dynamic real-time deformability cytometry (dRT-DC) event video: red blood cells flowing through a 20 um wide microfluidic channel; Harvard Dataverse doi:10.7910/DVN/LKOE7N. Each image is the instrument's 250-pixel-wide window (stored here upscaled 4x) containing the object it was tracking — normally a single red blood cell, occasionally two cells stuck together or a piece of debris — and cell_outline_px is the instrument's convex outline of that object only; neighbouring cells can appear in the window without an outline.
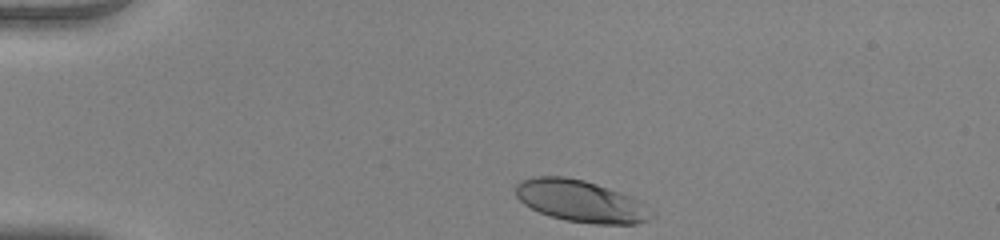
{"species": "human", "species_latin": "Homo sapiens", "temperature_condition": "warm", "stored_images_in_passage": 35, "camera_frame_rate_fps": 3000, "um_per_image_px": 0.085, "donor": {"sex": "female"}, "frame": {"image": 1, "passage_image": 1, "time_ms": 0.0, "image_size_px": [1000, 240], "cell_outline_px": [[656, 212], [648, 220], [636, 224], [596, 224], [568, 220], [552, 216], [540, 212], [524, 204], [516, 196], [516, 184], [520, 180], [536, 176], [564, 176], [584, 180], [596, 184], [628, 196], [636, 200]], "centroid_in_image_um": [49.35, 17.09], "position_along_channel_um": 35.7, "area_um2": 32.66}}
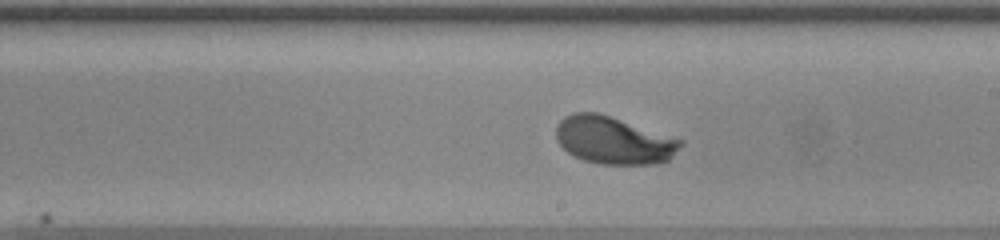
{"frame": {"image": 2, "passage_image": 21, "time_ms": 6.667, "image_size_px": [1000, 240], "cell_outline_px": [[684, 144], [668, 160], [652, 164], [600, 164], [584, 160], [568, 152], [556, 140], [556, 128], [560, 120], [564, 116], [572, 112], [596, 112], [684, 140]], "centroid_in_image_um": [52.15, 11.92], "position_along_channel_um": 236.8, "area_um2": 34.22}}
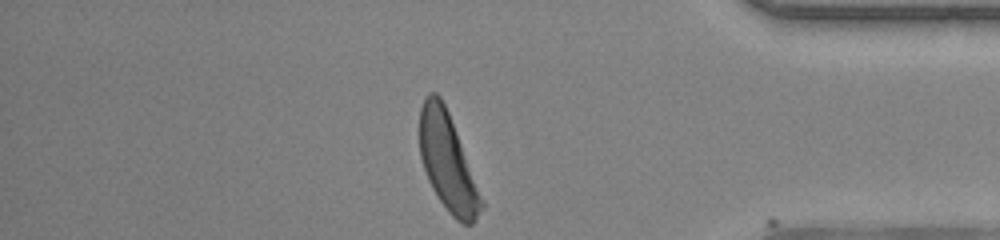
{"frame": {"image": 3, "passage_image": 35, "time_ms": 11.333, "image_size_px": [1000, 240], "cell_outline_px": [[484, 208], [472, 224], [464, 224], [456, 220], [448, 212], [436, 196], [428, 180], [420, 156], [420, 108], [428, 92], [436, 92], [440, 96], [448, 112], [484, 200]], "centroid_in_image_um": [38.05, 13.82], "position_along_channel_um": 397.1, "area_um2": 34.85}, "authors_computed_cell_mechanics": {"area_um2": 34.391, "velocity_mm_per_s": 3.9153, "shape_relaxation_time_tau1_ms": 2.0185, "shape_relaxation_time_tau2_ms": null, "deformation_change_tau1": 0.1876, "deformation_change_tau2": null}}